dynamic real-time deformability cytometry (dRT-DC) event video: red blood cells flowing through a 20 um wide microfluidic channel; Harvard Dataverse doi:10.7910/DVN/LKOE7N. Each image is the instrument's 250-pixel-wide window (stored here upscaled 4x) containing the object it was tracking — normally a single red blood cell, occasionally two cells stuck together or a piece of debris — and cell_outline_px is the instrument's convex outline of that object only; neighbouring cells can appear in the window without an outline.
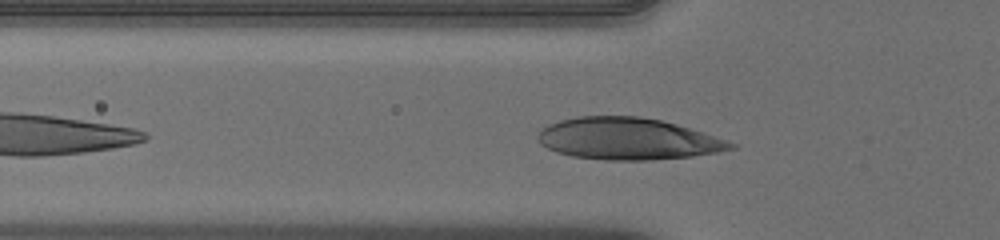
{"species": "human", "species_latin": "Homo sapiens", "temperature_condition": "warm", "stored_images_in_passage": 31, "camera_frame_rate_fps": 3000, "um_per_image_px": 0.085, "donor": {"sex": "male"}, "frame": {"image": 1, "passage_image": 5, "time_ms": 1.333, "image_size_px": [1000, 240], "cell_outline_px": [[736, 148], [716, 152], [692, 156], [648, 160], [604, 160], [572, 156], [556, 152], [540, 144], [536, 136], [548, 124], [560, 120], [576, 116], [640, 116], [660, 120], [676, 124], [736, 144]], "centroid_in_image_um": [53.3, 11.8], "position_along_channel_um": 72.5, "area_um2": 46.59}}
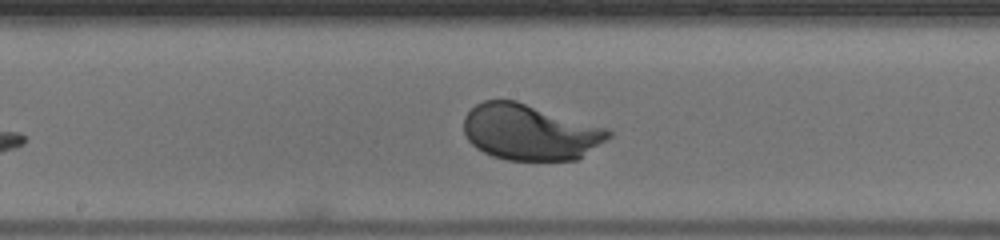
{"frame": {"image": 2, "passage_image": 15, "time_ms": 4.667, "image_size_px": [1000, 240], "cell_outline_px": [[612, 136], [576, 160], [508, 160], [492, 156], [476, 148], [468, 140], [464, 132], [464, 116], [476, 104], [484, 100], [516, 100], [608, 128], [612, 132]], "centroid_in_image_um": [45.04, 11.23], "position_along_channel_um": 203.2, "area_um2": 47.11}}
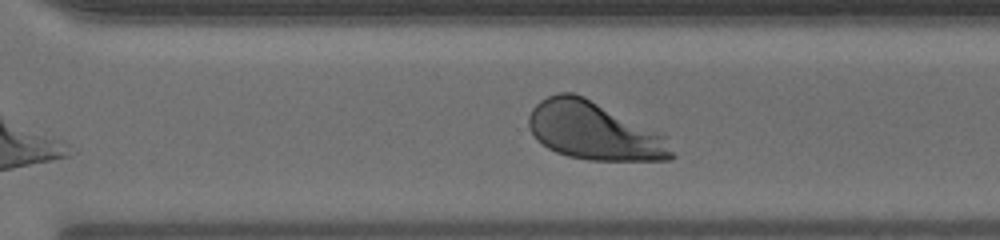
{"frame": {"image": 3, "passage_image": 24, "time_ms": 7.667, "image_size_px": [1000, 240], "cell_outline_px": [[676, 156], [672, 160], [588, 160], [568, 156], [556, 152], [548, 148], [536, 140], [528, 124], [528, 116], [532, 108], [540, 100], [548, 96], [560, 92], [572, 92], [584, 96], [664, 136]], "centroid_in_image_um": [50.45, 11.14], "position_along_channel_um": 320.2, "area_um2": 47.74}, "authors_computed_cell_mechanics": {"area_um2": 47.107, "velocity_mm_per_s": 3.9043, "shape_relaxation_time_tau1_ms": 1.7889, "shape_relaxation_time_tau2_ms": null, "deformation_change_tau1": 0.157, "deformation_change_tau2": null}}